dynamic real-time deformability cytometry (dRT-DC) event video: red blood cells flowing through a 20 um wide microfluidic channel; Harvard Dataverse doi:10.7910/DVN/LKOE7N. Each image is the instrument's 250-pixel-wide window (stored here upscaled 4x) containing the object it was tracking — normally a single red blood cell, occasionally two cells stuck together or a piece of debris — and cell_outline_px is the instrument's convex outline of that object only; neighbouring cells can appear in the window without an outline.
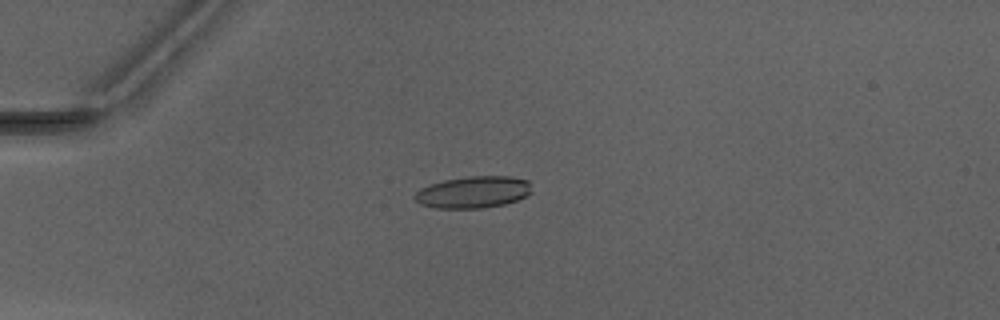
{"species": "Egyptian fruit bat (a non-hibernating species)", "species_latin": "Rousettus aegyptiacus", "temperature_condition": "warm", "stored_images_in_passage": 50, "camera_frame_rate_fps": 3000, "um_per_image_px": 0.085, "animal": {"sex": "male"}, "frame": {"image": 1, "passage_image": 14, "time_ms": 4.333, "image_size_px": [1000, 320], "cell_outline_px": [[532, 192], [528, 196], [504, 204], [484, 208], [436, 208], [420, 204], [412, 196], [420, 188], [428, 184], [444, 180], [468, 176], [508, 176], [528, 180]], "centroid_in_image_um": [40.21, 16.33], "position_along_channel_um": 44.8, "area_um2": 21.85}}
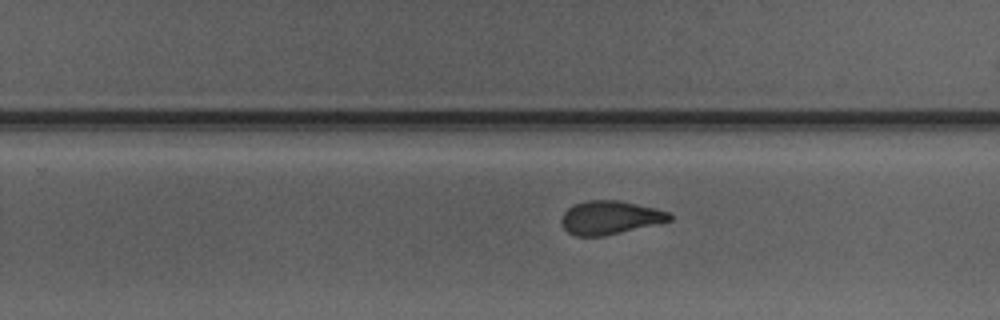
{"frame": {"image": 2, "passage_image": 33, "time_ms": 10.667, "image_size_px": [1000, 320], "cell_outline_px": [[672, 220], [604, 236], [576, 236], [568, 232], [564, 228], [560, 220], [564, 212], [568, 208], [576, 204], [588, 200], [616, 200], [636, 204], [668, 212], [672, 216]], "centroid_in_image_um": [51.81, 18.5], "position_along_channel_um": 278.0, "area_um2": 20.75}}
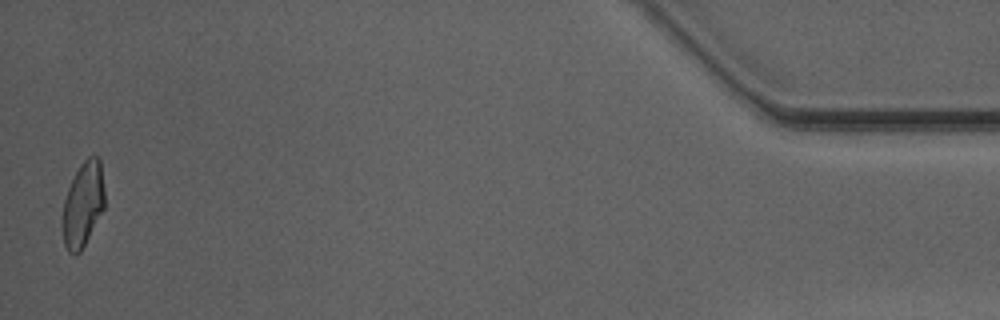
{"frame": {"image": 3, "passage_image": 50, "time_ms": 16.333, "image_size_px": [1000, 320], "cell_outline_px": [[104, 208], [80, 252], [76, 256], [68, 252], [64, 244], [64, 200], [68, 188], [80, 164], [88, 156], [96, 156], [100, 160], [104, 188]], "centroid_in_image_um": [7.07, 17.36], "position_along_channel_um": 428.1, "area_um2": 20.35}, "authors_computed_cell_mechanics": {"area_um2": 21.675, "velocity_mm_per_s": 4.1635, "shape_relaxation_time_tau1_ms": 7.34, "shape_relaxation_time_tau2_ms": 1.4849, "deformation_change_tau1": 0.2185, "deformation_change_tau2": 0.0899}}